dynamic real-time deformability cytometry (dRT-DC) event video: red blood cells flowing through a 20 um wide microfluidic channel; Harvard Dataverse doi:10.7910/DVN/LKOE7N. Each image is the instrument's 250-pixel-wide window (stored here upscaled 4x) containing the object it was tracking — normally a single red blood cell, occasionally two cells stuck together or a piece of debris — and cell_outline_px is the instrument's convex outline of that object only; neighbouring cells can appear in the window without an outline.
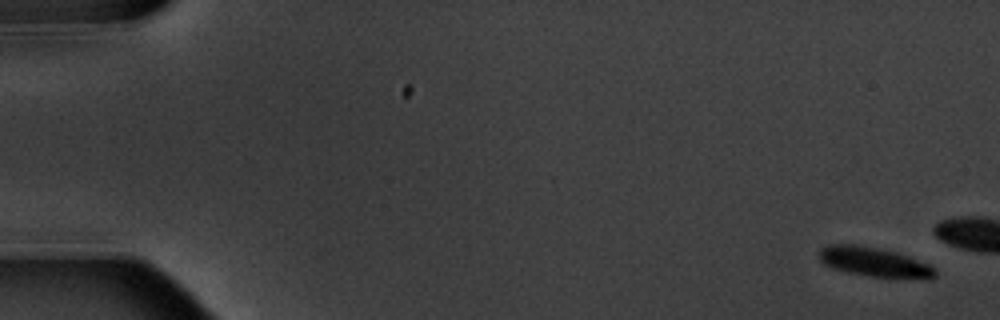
{"species": "common noctule bat (a hibernating species)", "species_latin": "Nyctalus noctula", "temperature_condition": "warm", "stored_images_in_passage": 4, "camera_frame_rate_fps": 3000, "um_per_image_px": 0.085, "animal": {"sex": "male", "body_mass_g": 20.1, "forearm_length_mm": 53.5}, "frame": {"image": 1, "passage_image": 1, "time_ms": 0.0, "image_size_px": [1000, 320], "cell_outline_px": [[936, 276], [932, 280], [928, 280], [872, 276], [848, 272], [832, 268], [824, 264], [820, 260], [820, 248], [832, 244], [856, 244], [896, 252], [908, 256], [928, 264], [936, 268]], "centroid_in_image_um": [74.38, 22.29], "position_along_channel_um": 10.6, "area_um2": 20.0}}